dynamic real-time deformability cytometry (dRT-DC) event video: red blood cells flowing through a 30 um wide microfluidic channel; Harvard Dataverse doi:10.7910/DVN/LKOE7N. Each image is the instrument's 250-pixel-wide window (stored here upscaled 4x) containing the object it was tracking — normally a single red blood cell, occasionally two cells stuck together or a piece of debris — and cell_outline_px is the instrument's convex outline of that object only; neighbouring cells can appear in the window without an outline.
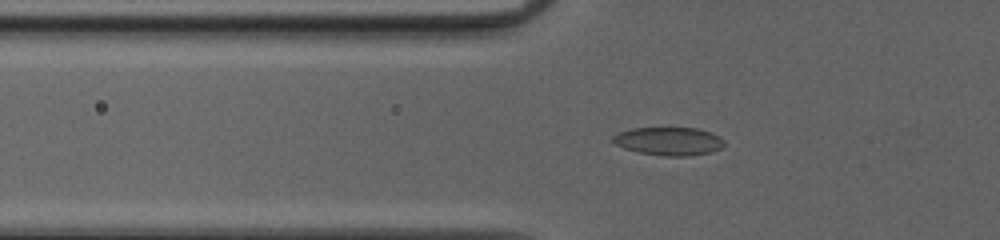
{"species": "common noctule bat (a hibernating species)", "species_latin": "Nyctalus noctula", "temperature_condition": "cold", "stored_images_in_passage": 35, "camera_frame_rate_fps": 3000, "um_per_image_px": 0.085, "animal": {"sex": "female", "body_mass_g": 20.0, "forearm_length_mm": 54.0}, "frame": {"image": 1, "passage_image": 3, "time_ms": 0.667, "image_size_px": [1000, 240], "cell_outline_px": [[724, 144], [720, 148], [708, 152], [688, 156], [664, 156], [640, 152], [624, 148], [616, 144], [612, 140], [612, 136], [620, 132], [632, 128], [696, 128], [712, 132], [720, 136], [724, 140]], "centroid_in_image_um": [56.86, 11.99], "position_along_channel_um": 68.9, "area_um2": 18.15}}
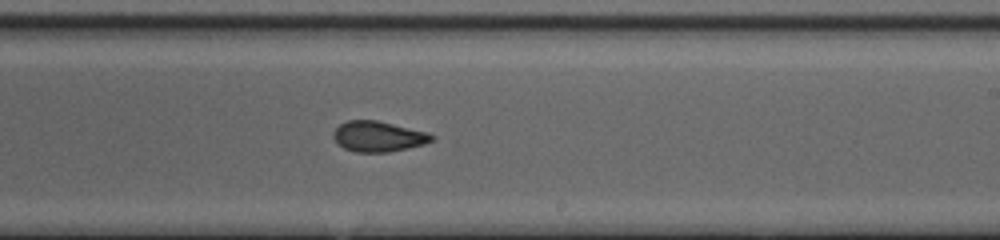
{"frame": {"image": 2, "passage_image": 17, "time_ms": 5.333, "image_size_px": [1000, 240], "cell_outline_px": [[436, 136], [432, 140], [424, 144], [408, 148], [388, 152], [356, 152], [344, 148], [332, 136], [332, 132], [340, 124], [348, 120], [376, 120], [428, 132]], "centroid_in_image_um": [32.16, 11.59], "position_along_channel_um": 256.8, "area_um2": 17.4}}
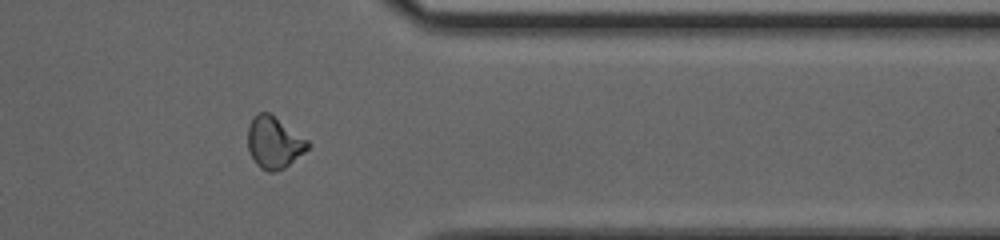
{"frame": {"image": 3, "passage_image": 27, "time_ms": 8.667, "image_size_px": [1000, 240], "cell_outline_px": [[312, 144], [304, 152], [284, 168], [272, 172], [268, 172], [260, 168], [256, 164], [248, 148], [248, 128], [252, 120], [260, 112], [268, 112], [308, 140]], "centroid_in_image_um": [23.3, 12.14], "position_along_channel_um": 388.1, "area_um2": 17.74}, "authors_computed_cell_mechanics": {"area_um2": 17.8024, "velocity_mm_per_s": 4.0921, "shape_relaxation_time_tau1_ms": 5.1086, "shape_relaxation_time_tau2_ms": 1.9747, "deformation_change_tau1": 0.1053, "deformation_change_tau2": 0.0809}}